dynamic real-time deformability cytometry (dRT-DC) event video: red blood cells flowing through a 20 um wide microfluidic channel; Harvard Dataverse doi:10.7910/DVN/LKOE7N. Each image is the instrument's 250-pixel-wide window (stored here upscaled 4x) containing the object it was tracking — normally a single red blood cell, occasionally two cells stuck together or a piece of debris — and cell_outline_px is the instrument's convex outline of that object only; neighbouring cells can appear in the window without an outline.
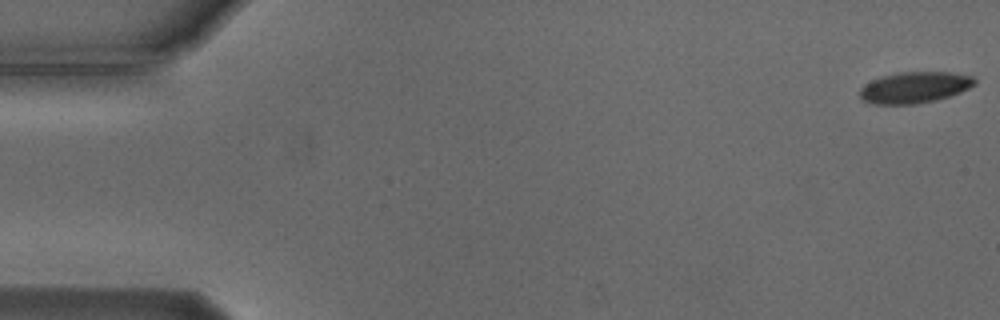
{"species": "Egyptian fruit bat (a non-hibernating species)", "species_latin": "Rousettus aegyptiacus", "temperature_condition": "cold", "stored_images_in_passage": 55, "camera_frame_rate_fps": 3000, "um_per_image_px": 0.085, "animal": {"sex": "male"}, "frame": {"image": 1, "passage_image": 1, "time_ms": 0.0, "image_size_px": [1000, 320], "cell_outline_px": [[976, 84], [960, 92], [936, 100], [916, 104], [872, 104], [864, 100], [860, 96], [860, 88], [864, 84], [880, 76], [896, 72], [948, 72], [972, 76], [976, 80]], "centroid_in_image_um": [77.72, 7.42], "position_along_channel_um": 7.3, "area_um2": 20.92}}
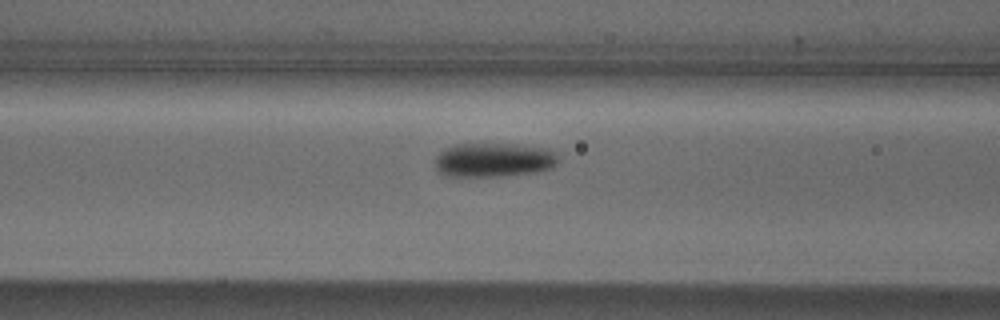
{"frame": {"image": 2, "passage_image": 22, "time_ms": 7.0, "image_size_px": [1000, 320], "cell_outline_px": [[560, 160], [552, 168], [536, 172], [508, 176], [456, 180], [444, 176], [436, 168], [436, 156], [440, 152], [456, 144], [516, 144], [544, 148], [556, 152]], "centroid_in_image_um": [41.93, 13.66], "position_along_channel_um": 124.7, "area_um2": 25.55}}
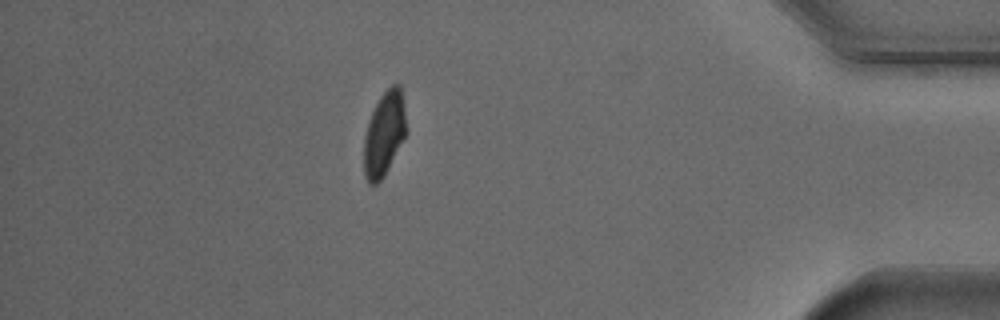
{"frame": {"image": 3, "passage_image": 48, "time_ms": 15.667, "image_size_px": [1000, 320], "cell_outline_px": [[408, 132], [384, 176], [376, 184], [368, 184], [364, 176], [364, 136], [368, 120], [380, 96], [392, 84], [400, 84]], "centroid_in_image_um": [32.66, 11.39], "position_along_channel_um": 402.5, "area_um2": 20.98}, "authors_computed_cell_mechanics": {"area_um2": 22.4842, "velocity_mm_per_s": 3.7406, "shape_relaxation_time_tau1_ms": 2.3092, "shape_relaxation_time_tau2_ms": null, "deformation_change_tau1": 0.1174, "deformation_change_tau2": null}}